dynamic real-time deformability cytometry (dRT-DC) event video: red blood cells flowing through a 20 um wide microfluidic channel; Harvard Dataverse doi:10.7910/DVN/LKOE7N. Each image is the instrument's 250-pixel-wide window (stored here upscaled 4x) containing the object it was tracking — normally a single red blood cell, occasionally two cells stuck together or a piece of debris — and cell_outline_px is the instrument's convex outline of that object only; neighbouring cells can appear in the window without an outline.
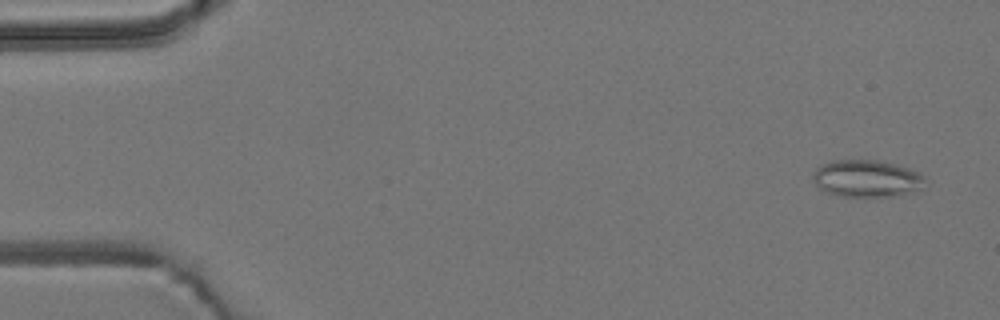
{"species": "common noctule bat (a hibernating species)", "species_latin": "Nyctalus noctula", "temperature_condition": "room temperature", "stored_images_in_passage": 7, "camera_frame_rate_fps": 3000, "um_per_image_px": 0.085, "animal": {"sex": "male", "body_mass_g": 19.2, "forearm_length_mm": 51.8}, "frame": {"image": 1, "passage_image": 3, "time_ms": 0.667, "image_size_px": [1000, 320], "cell_outline_px": [[924, 180], [920, 188], [912, 192], [892, 196], [844, 196], [828, 192], [820, 188], [812, 180], [812, 172], [820, 164], [832, 160], [884, 160], [920, 172], [924, 176]], "centroid_in_image_um": [73.64, 15.14], "position_along_channel_um": 11.4, "area_um2": 24.28}}